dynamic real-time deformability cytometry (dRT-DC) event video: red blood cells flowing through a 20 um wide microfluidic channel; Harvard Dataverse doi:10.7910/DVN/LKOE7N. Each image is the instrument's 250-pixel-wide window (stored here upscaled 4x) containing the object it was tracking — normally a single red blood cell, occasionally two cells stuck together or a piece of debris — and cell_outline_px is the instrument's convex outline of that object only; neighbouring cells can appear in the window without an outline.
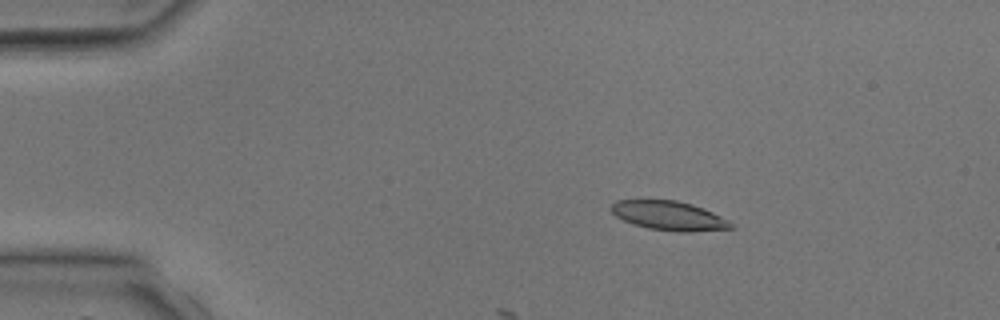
{"species": "common noctule bat (a hibernating species)", "species_latin": "Nyctalus noctula", "temperature_condition": "room temperature", "stored_images_in_passage": 5, "camera_frame_rate_fps": 3000, "um_per_image_px": 0.085, "animal": {"sex": "male", "body_mass_g": 17.9, "forearm_length_mm": 54.2}, "frame": {"image": 1, "passage_image": 3, "time_ms": 2.333, "image_size_px": [1000, 320], "cell_outline_px": [[736, 228], [692, 232], [680, 232], [648, 228], [632, 224], [616, 216], [612, 212], [612, 204], [616, 200], [676, 200], [692, 204], [704, 208], [728, 220]], "centroid_in_image_um": [56.89, 18.34], "position_along_channel_um": 28.1, "area_um2": 20.35}}
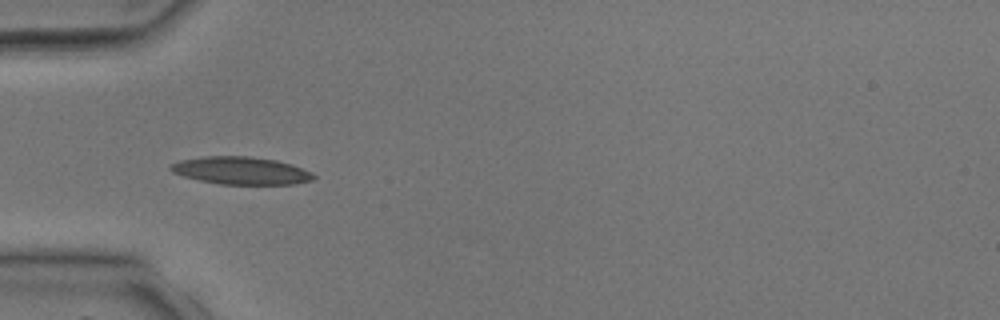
{"frame": {"image": 2, "passage_image": 5, "time_ms": 4.333, "image_size_px": [1000, 320], "cell_outline_px": [[316, 176], [312, 180], [296, 184], [220, 184], [200, 180], [184, 176], [172, 172], [168, 168], [172, 164], [180, 160], [204, 156], [248, 156], [276, 160], [292, 164], [312, 172]], "centroid_in_image_um": [20.51, 14.5], "position_along_channel_um": 64.5, "area_um2": 22.95}}